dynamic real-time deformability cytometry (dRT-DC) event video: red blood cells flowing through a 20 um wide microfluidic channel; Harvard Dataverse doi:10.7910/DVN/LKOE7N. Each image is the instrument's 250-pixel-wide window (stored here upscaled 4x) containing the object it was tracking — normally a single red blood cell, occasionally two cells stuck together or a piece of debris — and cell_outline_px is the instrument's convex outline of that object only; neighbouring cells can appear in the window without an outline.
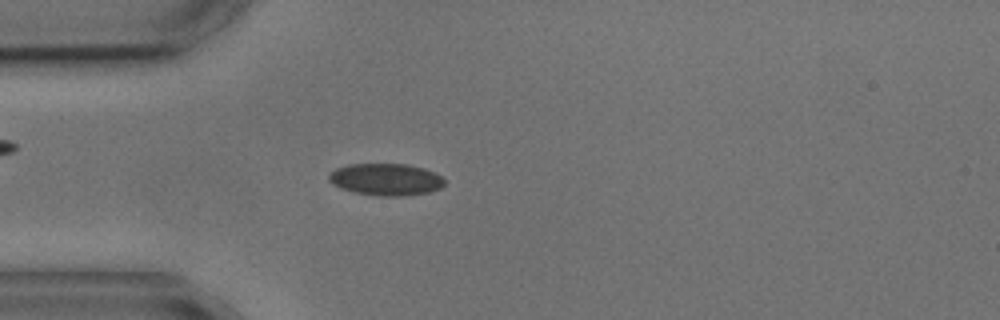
{"species": "common noctule bat (a hibernating species)", "species_latin": "Nyctalus noctula", "temperature_condition": "cold", "stored_images_in_passage": 3, "camera_frame_rate_fps": 3000, "um_per_image_px": 0.085, "animal": {"sex": "male", "body_mass_g": 17.9, "forearm_length_mm": 54.2}, "frame": {"image": 1, "passage_image": 3, "time_ms": 2.333, "image_size_px": [1000, 320], "cell_outline_px": [[444, 184], [440, 188], [428, 192], [404, 196], [380, 196], [356, 192], [340, 188], [332, 184], [328, 180], [328, 176], [336, 168], [348, 164], [408, 164], [424, 168], [440, 176], [444, 180]], "centroid_in_image_um": [32.78, 15.25], "position_along_channel_um": 52.2, "area_um2": 21.44}}